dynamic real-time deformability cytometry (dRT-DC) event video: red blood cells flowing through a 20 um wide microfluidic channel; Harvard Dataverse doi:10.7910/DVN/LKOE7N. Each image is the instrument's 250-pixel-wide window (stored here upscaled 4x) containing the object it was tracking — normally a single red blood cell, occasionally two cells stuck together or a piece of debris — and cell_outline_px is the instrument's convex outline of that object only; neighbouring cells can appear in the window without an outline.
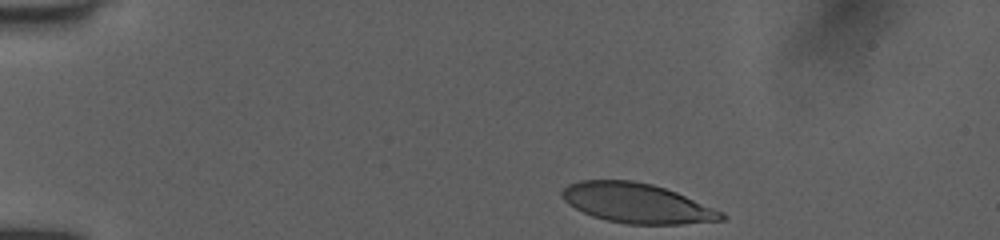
{"species": "human", "species_latin": "Homo sapiens", "temperature_condition": "room temperature", "stored_images_in_passage": 36, "camera_frame_rate_fps": 3000, "um_per_image_px": 0.085, "donor": {"sex": "female"}, "frame": {"image": 1, "passage_image": 1, "time_ms": 0.0, "image_size_px": [1000, 240], "cell_outline_px": [[728, 216], [724, 220], [680, 224], [628, 224], [608, 220], [592, 216], [568, 204], [560, 196], [560, 192], [568, 184], [580, 180], [632, 180], [652, 184], [676, 192], [724, 212]], "centroid_in_image_um": [54.14, 17.26], "position_along_channel_um": 30.9, "area_um2": 36.88}}
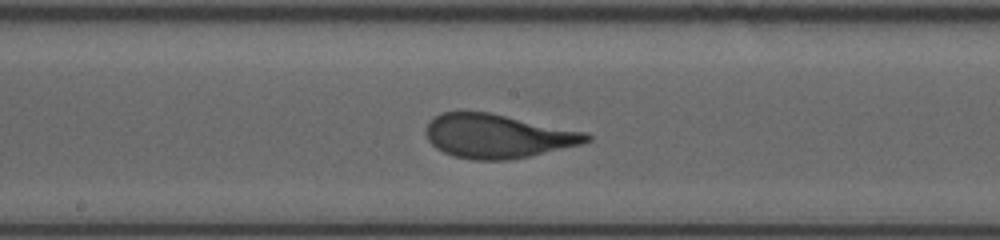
{"frame": {"image": 2, "passage_image": 20, "time_ms": 6.333, "image_size_px": [1000, 240], "cell_outline_px": [[592, 140], [580, 144], [528, 156], [508, 160], [472, 160], [452, 156], [436, 148], [428, 140], [424, 132], [428, 124], [440, 112], [488, 112], [584, 132], [592, 136]], "centroid_in_image_um": [42.25, 11.58], "position_along_channel_um": 206.0, "area_um2": 40.63}}
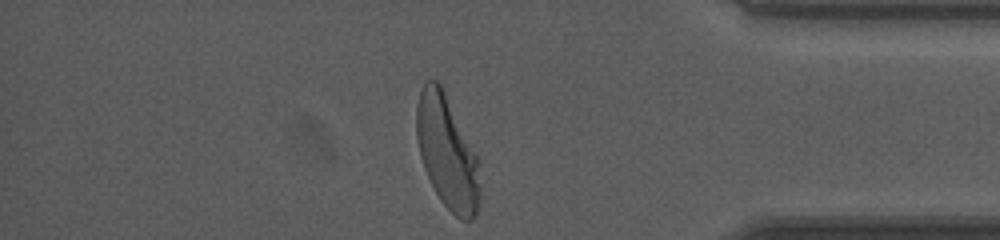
{"frame": {"image": 3, "passage_image": 36, "time_ms": 11.667, "image_size_px": [1000, 240], "cell_outline_px": [[480, 200], [476, 212], [472, 220], [460, 220], [440, 200], [424, 168], [420, 156], [416, 136], [416, 104], [424, 80], [436, 80], [440, 84], [476, 156], [480, 192]], "centroid_in_image_um": [37.97, 12.95], "position_along_channel_um": 397.2, "area_um2": 40.92}, "authors_computed_cell_mechanics": {"area_um2": 40.6334, "velocity_mm_per_s": 3.989, "shape_relaxation_time_tau1_ms": 2.8344, "shape_relaxation_time_tau2_ms": null, "deformation_change_tau1": 0.1921, "deformation_change_tau2": null}}